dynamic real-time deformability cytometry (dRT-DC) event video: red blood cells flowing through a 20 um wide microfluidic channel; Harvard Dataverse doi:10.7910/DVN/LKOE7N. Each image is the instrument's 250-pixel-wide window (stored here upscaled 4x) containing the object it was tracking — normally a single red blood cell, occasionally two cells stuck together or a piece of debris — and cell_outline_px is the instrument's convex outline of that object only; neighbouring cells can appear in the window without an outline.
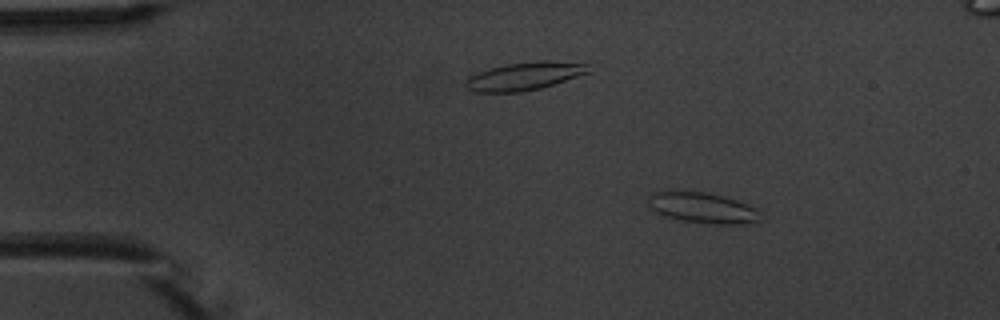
{"species": "common noctule bat (a hibernating species)", "species_latin": "Nyctalus noctula", "temperature_condition": "warm", "stored_images_in_passage": 6, "camera_frame_rate_fps": 3000, "um_per_image_px": 0.085, "animal": {"sex": "male", "body_mass_g": 20.1, "forearm_length_mm": 53.5}, "frame": {"image": 1, "passage_image": 2, "time_ms": 1.333, "image_size_px": [1000, 320], "cell_outline_px": [[756, 220], [744, 224], [712, 224], [684, 220], [664, 216], [656, 212], [648, 204], [648, 196], [652, 192], [704, 192], [724, 196], [736, 200], [756, 208]], "centroid_in_image_um": [59.65, 17.66], "position_along_channel_um": 25.3, "area_um2": 19.42}}
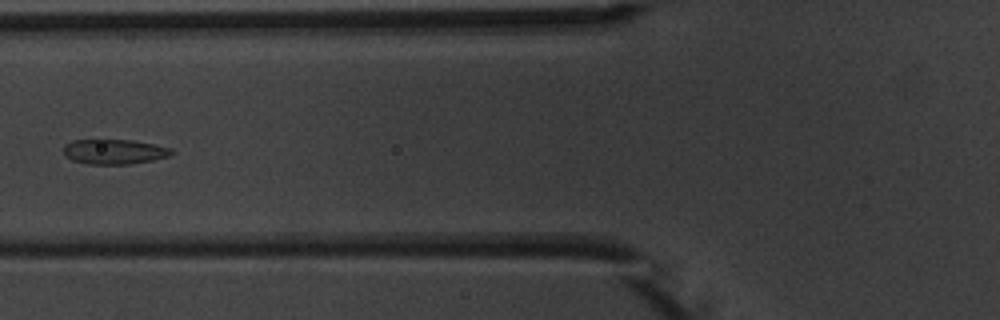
{"frame": {"image": 2, "passage_image": 5, "time_ms": 5.667, "image_size_px": [1000, 320], "cell_outline_px": [[176, 152], [168, 156], [152, 160], [132, 164], [88, 164], [72, 160], [64, 156], [64, 144], [72, 140], [132, 140], [172, 148]], "centroid_in_image_um": [9.7, 12.89], "position_along_channel_um": 116.1, "area_um2": 15.72}}
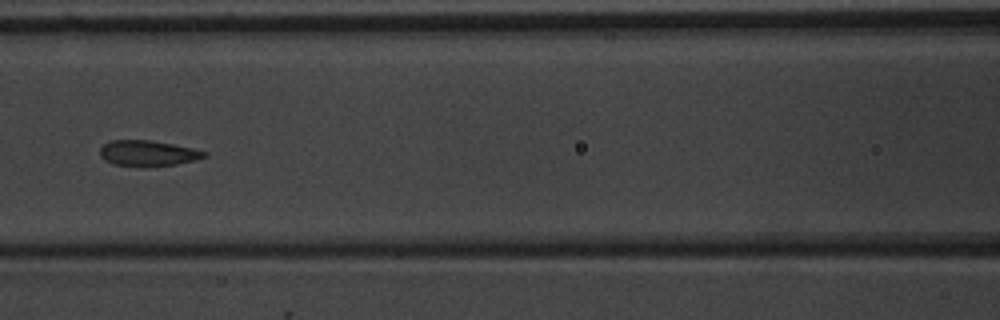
{"frame": {"image": 3, "passage_image": 6, "time_ms": 6.667, "image_size_px": [1000, 320], "cell_outline_px": [[208, 156], [196, 160], [176, 164], [112, 164], [104, 160], [100, 156], [100, 148], [104, 144], [112, 140], [148, 140], [172, 144], [192, 148], [208, 152]], "centroid_in_image_um": [12.58, 12.99], "position_along_channel_um": 154.0, "area_um2": 14.97}}